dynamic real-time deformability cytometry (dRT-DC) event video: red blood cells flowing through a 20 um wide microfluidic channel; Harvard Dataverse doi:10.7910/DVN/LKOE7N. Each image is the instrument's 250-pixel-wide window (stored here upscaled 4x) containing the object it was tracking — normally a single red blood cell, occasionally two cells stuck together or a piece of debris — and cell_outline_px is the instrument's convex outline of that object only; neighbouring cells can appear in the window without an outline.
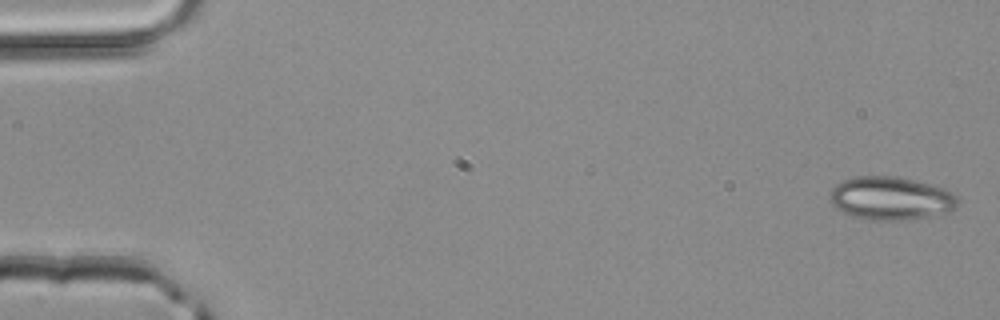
{"species": "common noctule bat (a hibernating species)", "species_latin": "Nyctalus noctula", "temperature_condition": "room temperature", "stored_images_in_passage": 4, "camera_frame_rate_fps": 3000, "um_per_image_px": 0.085, "animal": {"sex": "male", "body_mass_g": 20.4}, "frame": {"image": 1, "passage_image": 1, "time_ms": 0.0, "image_size_px": [1000, 320], "cell_outline_px": [[960, 200], [948, 212], [928, 216], [904, 220], [864, 220], [852, 216], [832, 208], [828, 200], [828, 196], [832, 188], [836, 184], [844, 180], [856, 176], [896, 176], [944, 188], [952, 192]], "centroid_in_image_um": [75.63, 16.86], "position_along_channel_um": 9.4, "area_um2": 32.43}}
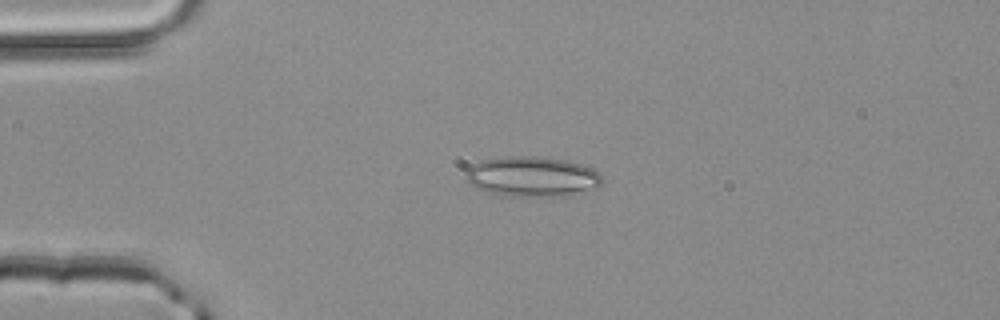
{"frame": {"image": 2, "passage_image": 3, "time_ms": 0.667, "image_size_px": [1000, 320], "cell_outline_px": [[604, 180], [596, 188], [568, 196], [508, 196], [492, 192], [480, 188], [472, 184], [468, 180], [468, 168], [484, 160], [504, 156], [540, 156], [568, 160], [584, 164], [600, 172]], "centroid_in_image_um": [45.36, 15.0], "position_along_channel_um": 39.6, "area_um2": 31.79}}